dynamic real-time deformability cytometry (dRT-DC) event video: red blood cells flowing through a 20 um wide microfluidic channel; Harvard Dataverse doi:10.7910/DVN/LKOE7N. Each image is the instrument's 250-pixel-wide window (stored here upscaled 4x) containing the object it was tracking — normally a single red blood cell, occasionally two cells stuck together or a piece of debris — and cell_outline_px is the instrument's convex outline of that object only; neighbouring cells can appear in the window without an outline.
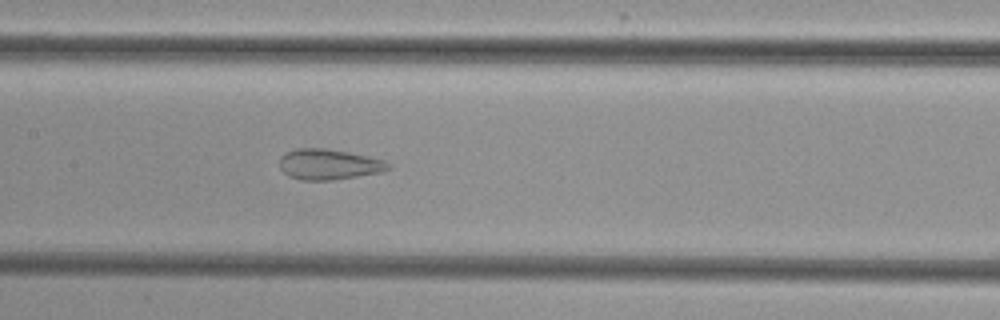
{"species": "common noctule bat (a hibernating species)", "species_latin": "Nyctalus noctula", "temperature_condition": "cold", "stored_images_in_passage": 34, "camera_frame_rate_fps": 3000, "um_per_image_px": 0.085, "animal": {"sex": "female", "body_mass_g": 29.2, "forearm_length_mm": 56.3}, "frame": {"image": 1, "passage_image": 11, "time_ms": 3.333, "image_size_px": [1000, 320], "cell_outline_px": [[392, 168], [384, 172], [332, 180], [300, 180], [288, 176], [280, 168], [280, 156], [296, 148], [324, 148], [348, 152], [384, 160]], "centroid_in_image_um": [27.95, 13.98], "position_along_channel_um": 179.5, "area_um2": 19.36}}
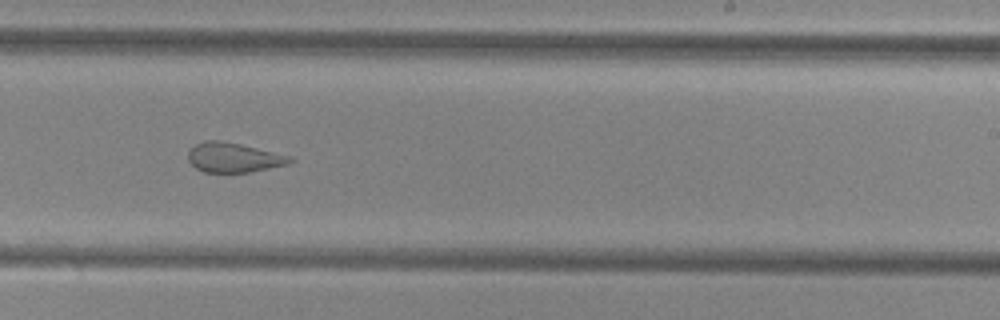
{"frame": {"image": 2, "passage_image": 18, "time_ms": 5.667, "image_size_px": [1000, 320], "cell_outline_px": [[296, 160], [288, 164], [248, 172], [204, 172], [196, 168], [188, 160], [188, 152], [196, 144], [204, 140], [220, 140], [240, 144], [292, 156]], "centroid_in_image_um": [19.87, 13.38], "position_along_channel_um": 269.1, "area_um2": 17.51}}
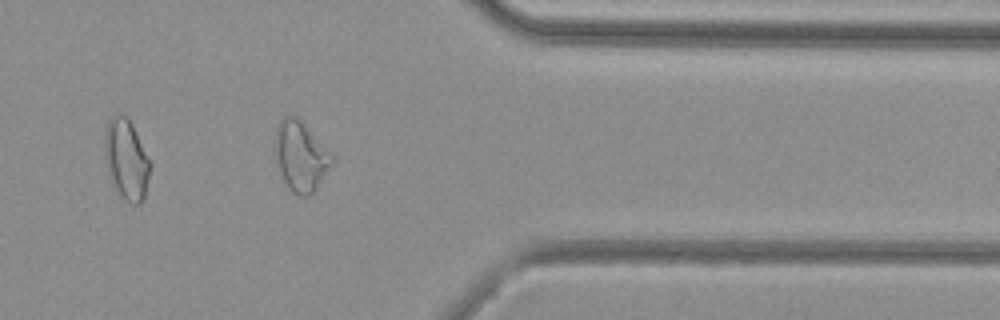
{"frame": {"image": 3, "passage_image": 28, "time_ms": 9.0, "image_size_px": [1000, 320], "cell_outline_px": [[336, 160], [316, 188], [308, 196], [296, 196], [292, 192], [284, 180], [272, 160], [276, 124], [284, 116], [292, 116], [300, 120]], "centroid_in_image_um": [25.49, 13.3], "position_along_channel_um": 385.9, "area_um2": 23.35}, "authors_computed_cell_mechanics": {"area_um2": 19.7098, "velocity_mm_per_s": 3.8551, "shape_relaxation_time_tau1_ms": null, "shape_relaxation_time_tau2_ms": 1.4739, "deformation_change_tau1": null, "deformation_change_tau2": 0.1024}}